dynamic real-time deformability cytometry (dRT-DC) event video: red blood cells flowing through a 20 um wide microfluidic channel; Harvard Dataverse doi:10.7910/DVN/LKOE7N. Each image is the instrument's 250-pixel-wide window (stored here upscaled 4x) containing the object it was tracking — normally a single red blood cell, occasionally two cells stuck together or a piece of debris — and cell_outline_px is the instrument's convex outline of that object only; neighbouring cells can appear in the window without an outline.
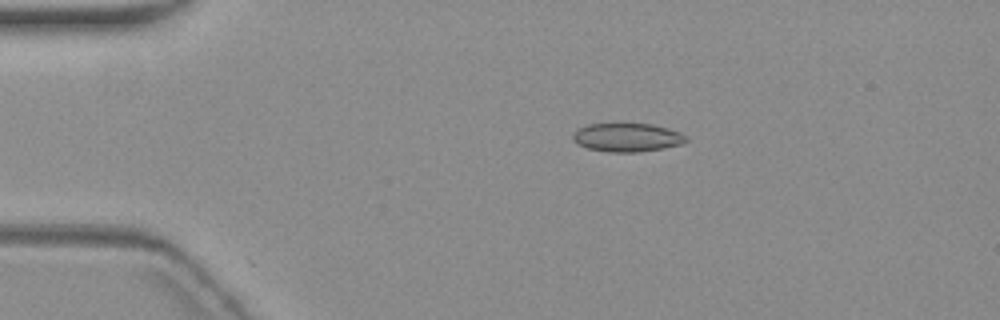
{"species": "common noctule bat (a hibernating species)", "species_latin": "Nyctalus noctula", "temperature_condition": "warm", "stored_images_in_passage": 10, "camera_frame_rate_fps": 3000, "um_per_image_px": 0.085, "animal": {"sex": "female", "body_mass_g": 19.3, "forearm_length_mm": 54.1}, "frame": {"image": 1, "passage_image": 4, "time_ms": 3.667, "image_size_px": [1000, 320], "cell_outline_px": [[688, 140], [684, 144], [640, 152], [608, 152], [588, 148], [576, 144], [572, 140], [572, 132], [588, 124], [652, 124], [668, 128], [680, 132], [688, 136]], "centroid_in_image_um": [53.32, 11.69], "position_along_channel_um": 31.7, "area_um2": 19.02}}
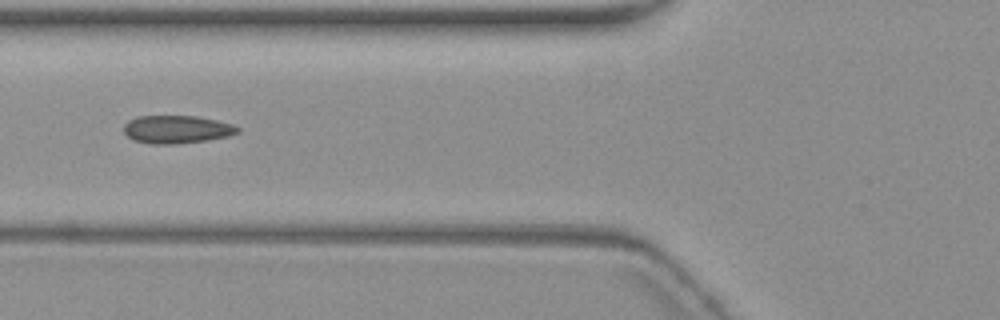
{"frame": {"image": 2, "passage_image": 7, "time_ms": 7.333, "image_size_px": [1000, 320], "cell_outline_px": [[240, 132], [228, 136], [208, 140], [176, 144], [148, 144], [132, 140], [124, 132], [124, 124], [128, 120], [136, 116], [196, 116], [216, 120], [232, 124], [240, 128]], "centroid_in_image_um": [15.01, 11.0], "position_along_channel_um": 110.8, "area_um2": 18.73}}
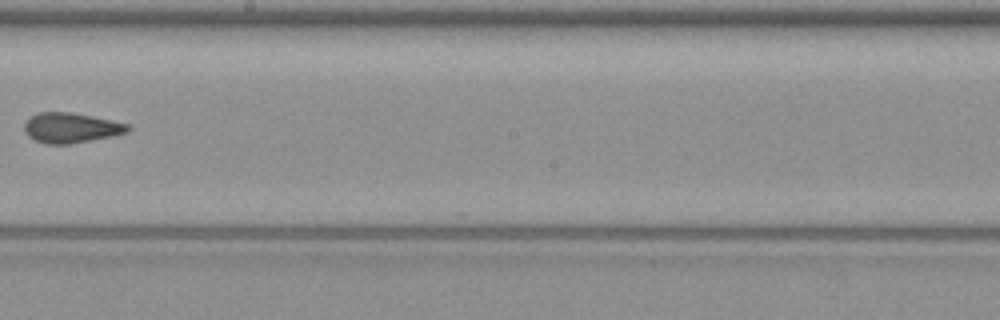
{"frame": {"image": 3, "passage_image": 10, "time_ms": 11.0, "image_size_px": [1000, 320], "cell_outline_px": [[132, 128], [128, 132], [112, 136], [68, 144], [44, 144], [28, 136], [24, 132], [24, 124], [32, 116], [40, 112], [72, 112], [92, 116], [128, 124]], "centroid_in_image_um": [6.03, 10.86], "position_along_channel_um": 242.2, "area_um2": 18.03}}